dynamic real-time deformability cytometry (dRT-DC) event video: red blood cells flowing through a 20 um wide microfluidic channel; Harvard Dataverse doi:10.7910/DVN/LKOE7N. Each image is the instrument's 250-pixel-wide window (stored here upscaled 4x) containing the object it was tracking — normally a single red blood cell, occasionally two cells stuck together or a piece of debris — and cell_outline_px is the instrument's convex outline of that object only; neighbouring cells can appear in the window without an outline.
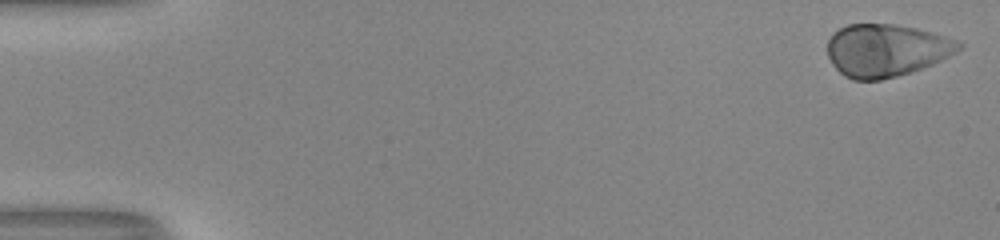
{"species": "human", "species_latin": "Homo sapiens", "temperature_condition": "room temperature", "stored_images_in_passage": 52, "camera_frame_rate_fps": 3000, "um_per_image_px": 0.085, "donor": {"sex": "male"}, "frame": {"image": 1, "passage_image": 1, "time_ms": 0.0, "image_size_px": [1000, 240], "cell_outline_px": [[964, 44], [956, 52], [932, 64], [896, 76], [880, 80], [852, 80], [844, 76], [832, 64], [828, 56], [828, 40], [832, 32], [848, 24], [892, 24], [916, 28], [932, 32], [956, 40]], "centroid_in_image_um": [75.29, 4.27], "position_along_channel_um": 9.7, "area_um2": 40.0}}
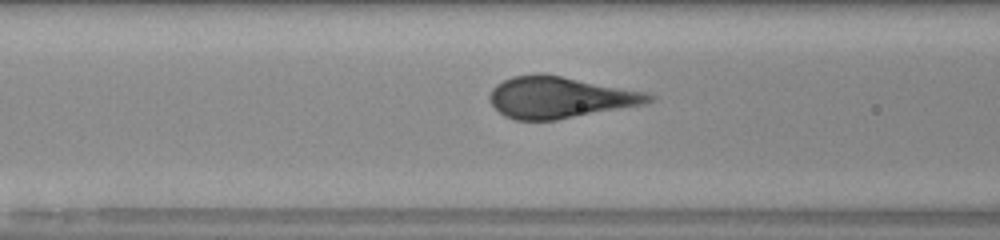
{"frame": {"image": 2, "passage_image": 22, "time_ms": 7.0, "image_size_px": [1000, 240], "cell_outline_px": [[656, 100], [644, 104], [556, 120], [516, 120], [504, 116], [492, 104], [488, 96], [492, 88], [496, 84], [512, 76], [540, 72], [648, 92], [656, 96]], "centroid_in_image_um": [47.59, 8.27], "position_along_channel_um": 119.0, "area_um2": 38.61}}
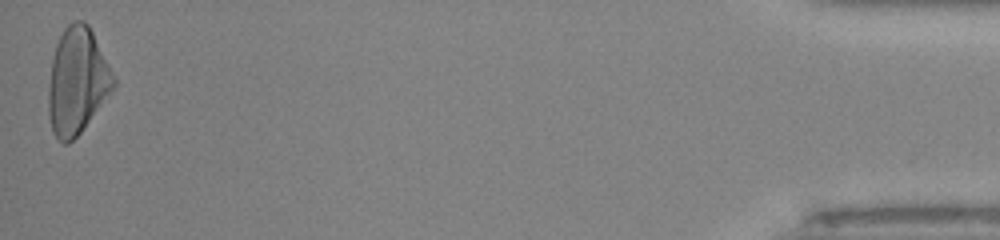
{"frame": {"image": 3, "passage_image": 52, "time_ms": 17.0, "image_size_px": [1000, 240], "cell_outline_px": [[116, 84], [80, 132], [68, 144], [64, 144], [52, 132], [48, 116], [48, 84], [52, 60], [56, 44], [64, 28], [68, 24], [76, 20], [84, 20], [88, 24], [116, 80]], "centroid_in_image_um": [6.52, 6.88], "position_along_channel_um": 428.7, "area_um2": 39.77}}